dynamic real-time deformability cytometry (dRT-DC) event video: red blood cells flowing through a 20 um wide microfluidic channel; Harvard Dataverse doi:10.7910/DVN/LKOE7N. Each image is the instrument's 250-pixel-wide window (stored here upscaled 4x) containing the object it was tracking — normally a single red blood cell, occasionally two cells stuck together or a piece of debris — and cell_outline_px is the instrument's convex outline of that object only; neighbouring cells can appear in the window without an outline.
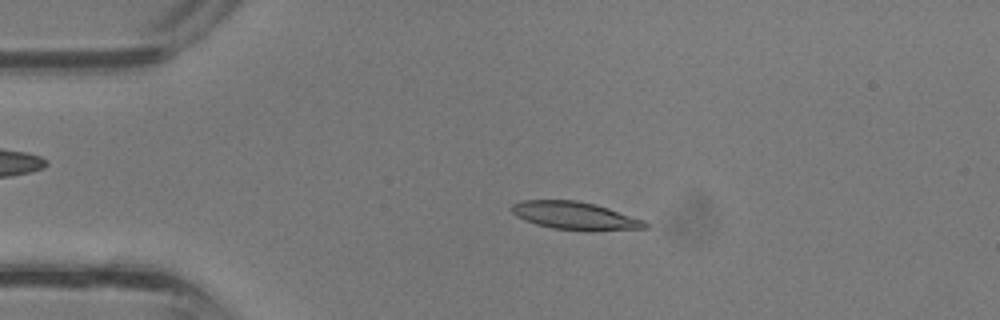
{"species": "common noctule bat (a hibernating species)", "species_latin": "Nyctalus noctula", "temperature_condition": "room temperature", "stored_images_in_passage": 32, "camera_frame_rate_fps": 3000, "um_per_image_px": 0.085, "animal": {"sex": "male", "body_mass_g": 13.3}, "frame": {"image": 1, "passage_image": 3, "time_ms": 0.667, "image_size_px": [1000, 320], "cell_outline_px": [[648, 228], [592, 232], [588, 232], [552, 228], [536, 224], [516, 216], [512, 212], [512, 204], [520, 200], [576, 200], [596, 204], [644, 220], [648, 224]], "centroid_in_image_um": [48.91, 18.35], "position_along_channel_um": 36.1, "area_um2": 21.96}}
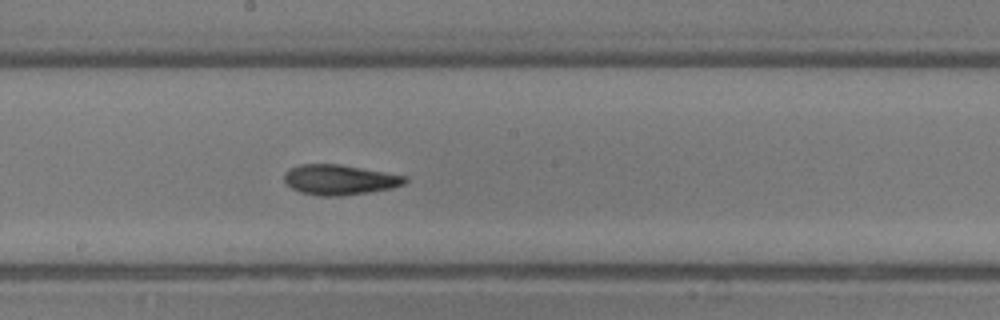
{"frame": {"image": 2, "passage_image": 15, "time_ms": 4.667, "image_size_px": [1000, 320], "cell_outline_px": [[408, 180], [404, 184], [392, 188], [368, 192], [340, 196], [320, 196], [300, 192], [284, 184], [284, 172], [288, 168], [300, 164], [340, 164], [408, 176]], "centroid_in_image_um": [28.83, 15.27], "position_along_channel_um": 219.4, "area_um2": 21.44}}
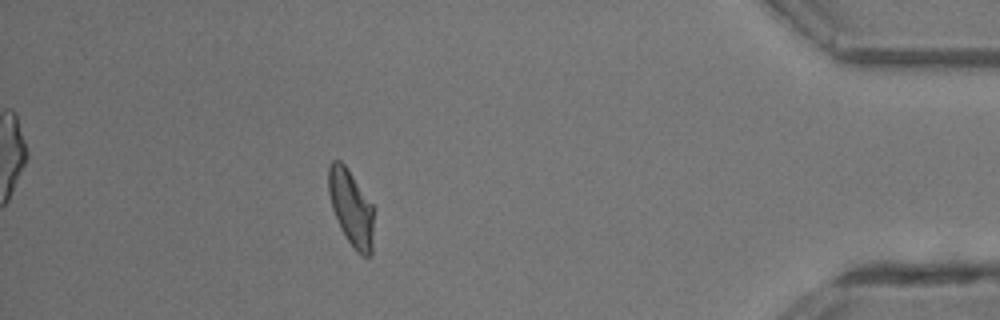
{"frame": {"image": 3, "passage_image": 28, "time_ms": 9.0, "image_size_px": [1000, 320], "cell_outline_px": [[372, 252], [368, 256], [364, 256], [356, 252], [352, 248], [340, 228], [332, 208], [328, 192], [328, 164], [332, 160], [340, 160], [344, 164], [372, 204]], "centroid_in_image_um": [29.81, 17.67], "position_along_channel_um": 405.4, "area_um2": 19.83}}